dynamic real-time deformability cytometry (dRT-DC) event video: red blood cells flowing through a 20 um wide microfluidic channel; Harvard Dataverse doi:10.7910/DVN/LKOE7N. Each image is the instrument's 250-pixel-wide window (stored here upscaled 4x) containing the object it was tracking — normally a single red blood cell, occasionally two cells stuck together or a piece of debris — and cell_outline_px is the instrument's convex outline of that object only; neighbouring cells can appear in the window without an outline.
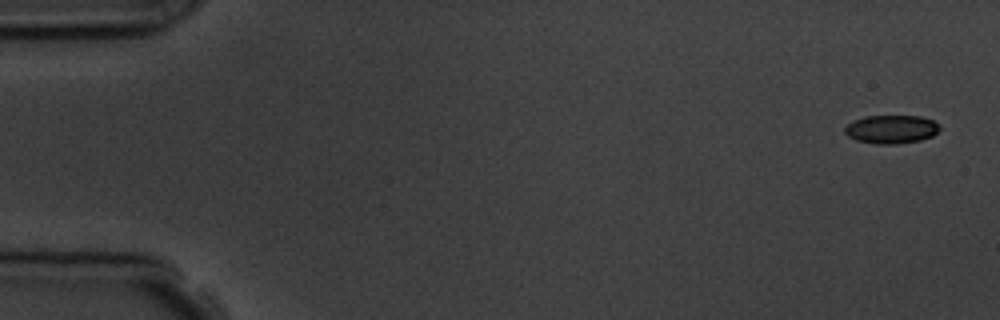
{"species": "common noctule bat (a hibernating species)", "species_latin": "Nyctalus noctula", "temperature_condition": "room temperature", "stored_images_in_passage": 4, "camera_frame_rate_fps": 3000, "um_per_image_px": 0.085, "animal": {"sex": "male", "body_mass_g": 19.5, "forearm_length_mm": 54.6}, "frame": {"image": 1, "passage_image": 1, "time_ms": 0.0, "image_size_px": [1000, 320], "cell_outline_px": [[940, 128], [932, 136], [920, 140], [896, 144], [876, 144], [856, 140], [848, 136], [844, 132], [844, 128], [852, 120], [864, 116], [920, 116], [932, 120], [940, 124]], "centroid_in_image_um": [75.74, 10.98], "position_along_channel_um": 9.3, "area_um2": 15.78}}